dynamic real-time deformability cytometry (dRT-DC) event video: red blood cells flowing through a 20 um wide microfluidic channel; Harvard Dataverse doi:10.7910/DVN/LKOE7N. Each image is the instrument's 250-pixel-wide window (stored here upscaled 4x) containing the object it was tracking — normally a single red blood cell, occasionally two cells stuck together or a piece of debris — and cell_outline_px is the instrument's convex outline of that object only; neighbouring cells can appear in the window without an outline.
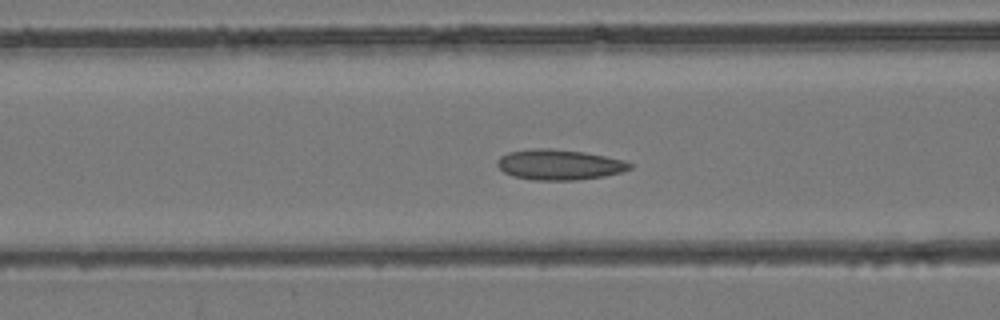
{"species": "common noctule bat (a hibernating species)", "species_latin": "Nyctalus noctula", "temperature_condition": "room temperature", "stored_images_in_passage": 44, "camera_frame_rate_fps": 3000, "um_per_image_px": 0.085, "animal": {"sex": "female", "body_mass_g": 24.6, "forearm_length_mm": 56.2}, "frame": {"image": 1, "passage_image": 18, "time_ms": 5.667, "image_size_px": [1000, 320], "cell_outline_px": [[632, 168], [620, 172], [604, 176], [576, 180], [532, 180], [512, 176], [504, 172], [496, 164], [496, 160], [500, 156], [508, 152], [532, 148], [548, 148], [584, 152], [624, 160], [632, 164]], "centroid_in_image_um": [47.5, 13.99], "position_along_channel_um": 119.1, "area_um2": 23.52}}
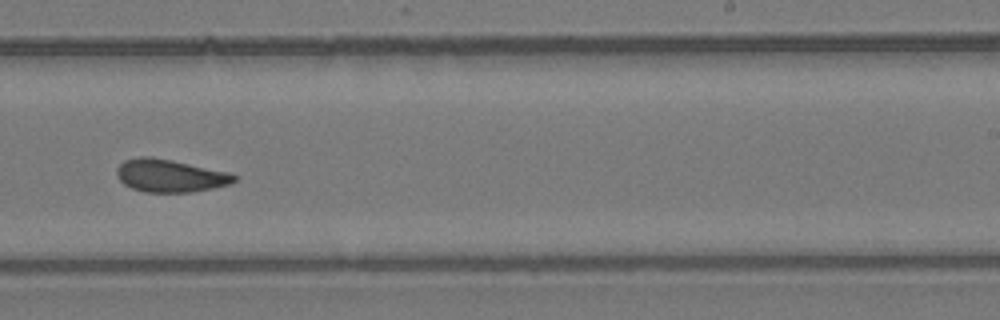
{"frame": {"image": 2, "passage_image": 28, "time_ms": 9.0, "image_size_px": [1000, 320], "cell_outline_px": [[236, 180], [232, 184], [192, 192], [144, 192], [132, 188], [124, 184], [116, 176], [116, 168], [124, 160], [140, 156], [152, 156], [172, 160], [228, 172], [236, 176]], "centroid_in_image_um": [14.43, 14.93], "position_along_channel_um": 274.6, "area_um2": 22.48}}
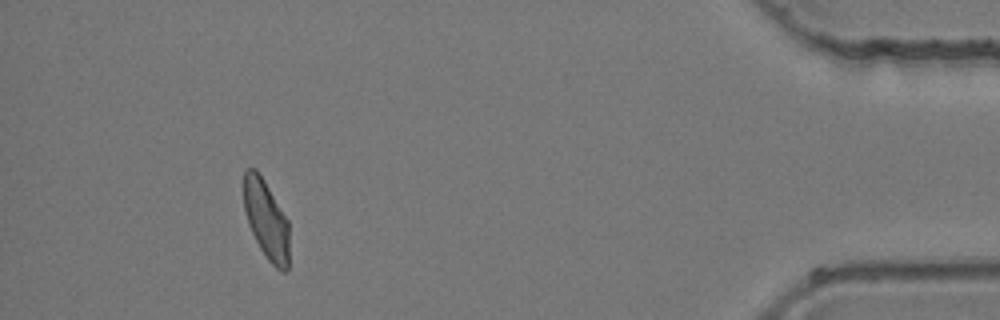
{"frame": {"image": 3, "passage_image": 41, "time_ms": 13.333, "image_size_px": [1000, 320], "cell_outline_px": [[288, 268], [284, 272], [280, 272], [268, 260], [260, 248], [248, 224], [244, 208], [244, 172], [248, 168], [256, 168], [264, 180], [288, 220]], "centroid_in_image_um": [22.63, 18.67], "position_along_channel_um": 412.6, "area_um2": 20.75}}